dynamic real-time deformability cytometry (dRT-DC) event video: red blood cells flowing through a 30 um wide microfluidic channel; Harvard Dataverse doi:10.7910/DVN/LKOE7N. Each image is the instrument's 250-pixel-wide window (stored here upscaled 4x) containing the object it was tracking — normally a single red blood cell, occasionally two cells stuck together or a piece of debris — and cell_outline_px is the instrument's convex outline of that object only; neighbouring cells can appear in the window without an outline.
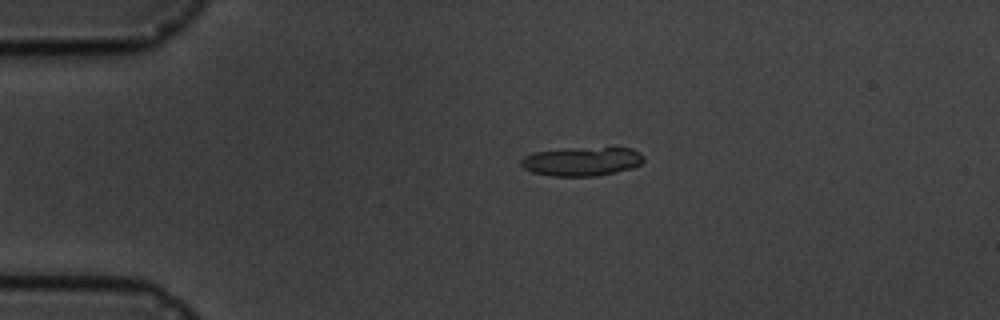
{"species": "common noctule bat (a hibernating species)", "species_latin": "Nyctalus noctula", "temperature_condition": "cold", "stored_images_in_passage": 8, "camera_frame_rate_fps": 3000, "um_per_image_px": 0.085, "animal": {"sex": "male", "body_mass_g": 19.5, "forearm_length_mm": 54.6}, "frame": {"image": 1, "passage_image": 1, "time_ms": 0.0, "image_size_px": [1000, 320], "cell_outline_px": [[644, 160], [640, 164], [632, 168], [616, 172], [596, 176], [552, 176], [532, 172], [524, 168], [520, 164], [520, 160], [524, 156], [532, 152], [564, 148], [632, 148], [640, 152], [644, 156]], "centroid_in_image_um": [49.44, 13.71], "position_along_channel_um": 35.6, "area_um2": 20.81}}